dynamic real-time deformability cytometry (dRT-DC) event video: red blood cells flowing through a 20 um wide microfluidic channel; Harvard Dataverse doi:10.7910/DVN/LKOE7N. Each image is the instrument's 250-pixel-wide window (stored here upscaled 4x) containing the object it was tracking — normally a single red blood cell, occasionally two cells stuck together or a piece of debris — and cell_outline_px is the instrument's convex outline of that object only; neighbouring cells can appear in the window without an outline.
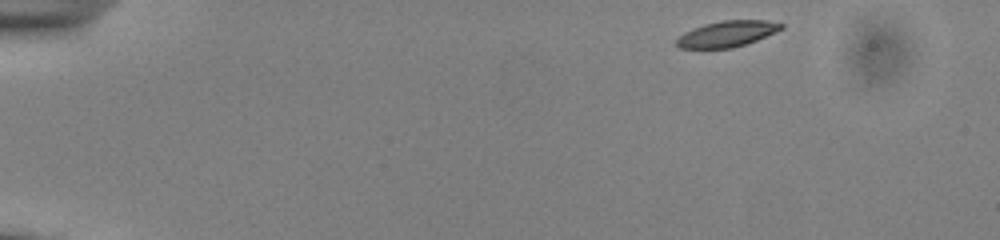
{"species": "common noctule bat (a hibernating species)", "species_latin": "Nyctalus noctula", "temperature_condition": "cold", "stored_images_in_passage": 48, "camera_frame_rate_fps": 3000, "um_per_image_px": 0.085, "animal": {"sex": "male", "body_mass_g": 13.0, "forearm_length_mm": 53.1}, "frame": {"image": 1, "passage_image": 1, "time_ms": 0.0, "image_size_px": [1000, 240], "cell_outline_px": [[784, 28], [776, 32], [756, 40], [732, 48], [680, 48], [676, 44], [676, 40], [684, 32], [692, 28], [704, 24], [724, 20], [768, 20], [784, 24]], "centroid_in_image_um": [61.81, 2.87], "position_along_channel_um": 23.2, "area_um2": 15.78}}
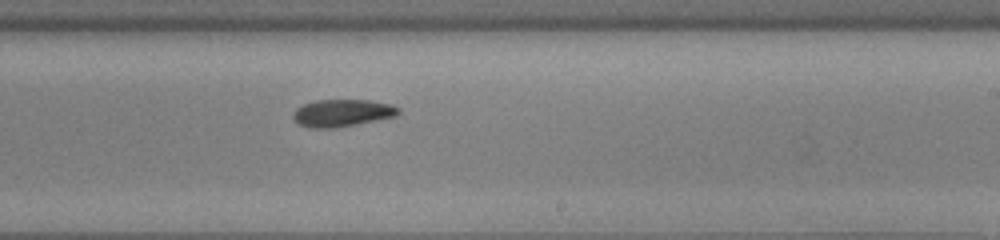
{"frame": {"image": 2, "passage_image": 28, "time_ms": 9.0, "image_size_px": [1000, 240], "cell_outline_px": [[400, 112], [396, 116], [356, 124], [332, 128], [308, 128], [292, 120], [292, 112], [296, 108], [304, 104], [316, 100], [368, 100], [392, 104], [400, 108]], "centroid_in_image_um": [29.06, 9.6], "position_along_channel_um": 259.9, "area_um2": 16.82}}
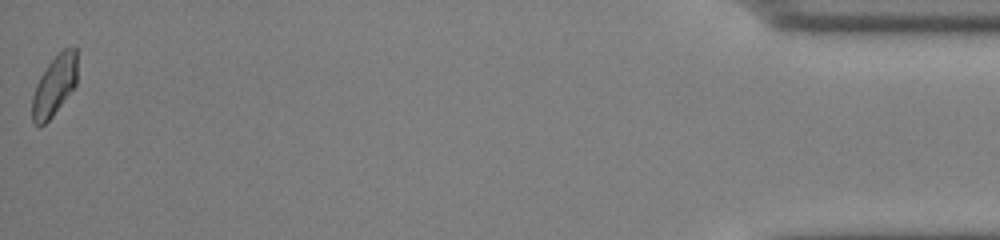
{"frame": {"image": 3, "passage_image": 48, "time_ms": 15.667, "image_size_px": [1000, 240], "cell_outline_px": [[76, 84], [52, 116], [40, 128], [32, 120], [32, 96], [36, 84], [40, 76], [48, 64], [64, 48], [76, 48]], "centroid_in_image_um": [4.6, 7.3], "position_along_channel_um": 430.6, "area_um2": 15.49}, "authors_computed_cell_mechanics": {"area_um2": 16.7042, "velocity_mm_per_s": 3.8376, "shape_relaxation_time_tau1_ms": 8.3616, "shape_relaxation_time_tau2_ms": 3.6405, "deformation_change_tau1": 0.1584, "deformation_change_tau2": 0.0874}}